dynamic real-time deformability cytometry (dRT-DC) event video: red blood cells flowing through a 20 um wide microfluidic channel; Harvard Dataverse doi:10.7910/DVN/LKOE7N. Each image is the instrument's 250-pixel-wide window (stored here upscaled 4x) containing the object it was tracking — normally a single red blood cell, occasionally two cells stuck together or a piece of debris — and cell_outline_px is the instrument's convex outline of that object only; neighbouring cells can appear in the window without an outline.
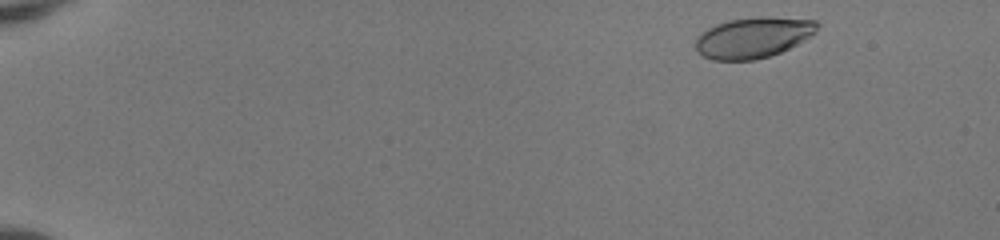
{"species": "human", "species_latin": "Homo sapiens", "temperature_condition": "room temperature", "stored_images_in_passage": 49, "camera_frame_rate_fps": 3000, "um_per_image_px": 0.085, "donor": {"sex": "female"}, "frame": {"image": 1, "passage_image": 3, "time_ms": 0.667, "image_size_px": [1000, 240], "cell_outline_px": [[820, 24], [816, 32], [804, 40], [780, 52], [768, 56], [752, 60], [712, 60], [696, 52], [696, 36], [700, 32], [716, 24], [728, 20], [760, 16], [768, 16], [816, 20]], "centroid_in_image_um": [64.01, 3.17], "position_along_channel_um": 21.0, "area_um2": 29.02}}
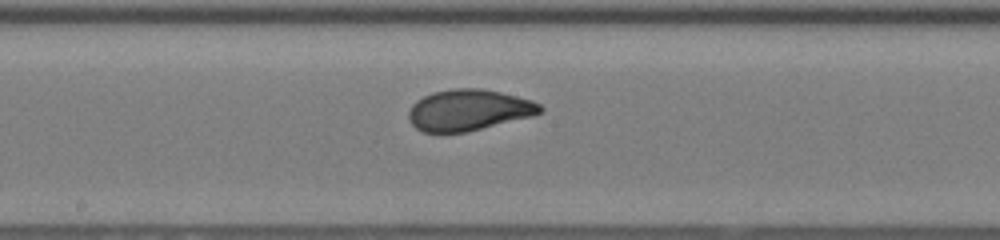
{"frame": {"image": 2, "passage_image": 27, "time_ms": 8.667, "image_size_px": [1000, 240], "cell_outline_px": [[544, 112], [532, 116], [468, 132], [420, 132], [412, 124], [408, 116], [408, 112], [412, 104], [416, 100], [432, 92], [452, 88], [480, 88], [500, 92], [532, 100], [540, 104], [544, 108]], "centroid_in_image_um": [39.84, 9.35], "position_along_channel_um": 208.4, "area_um2": 31.73}}
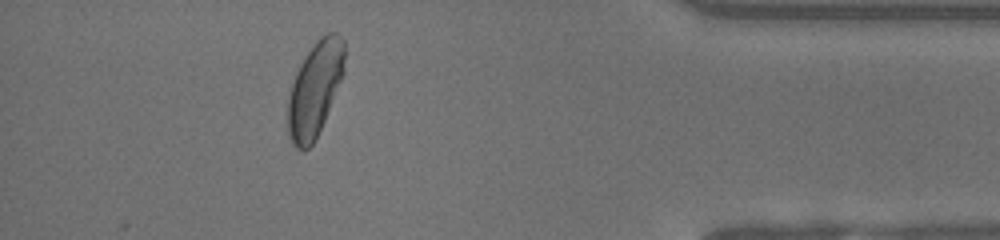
{"frame": {"image": 3, "passage_image": 44, "time_ms": 14.333, "image_size_px": [1000, 240], "cell_outline_px": [[344, 72], [324, 120], [312, 144], [304, 152], [296, 148], [292, 144], [288, 136], [288, 92], [296, 72], [304, 56], [316, 40], [320, 36], [328, 32], [336, 32], [344, 40]], "centroid_in_image_um": [26.74, 7.56], "position_along_channel_um": 408.5, "area_um2": 31.21}, "authors_computed_cell_mechanics": {"area_um2": 30.9808, "velocity_mm_per_s": 4.1103, "shape_relaxation_time_tau1_ms": 3.7852, "shape_relaxation_time_tau2_ms": null, "deformation_change_tau1": 0.1862, "deformation_change_tau2": null}}